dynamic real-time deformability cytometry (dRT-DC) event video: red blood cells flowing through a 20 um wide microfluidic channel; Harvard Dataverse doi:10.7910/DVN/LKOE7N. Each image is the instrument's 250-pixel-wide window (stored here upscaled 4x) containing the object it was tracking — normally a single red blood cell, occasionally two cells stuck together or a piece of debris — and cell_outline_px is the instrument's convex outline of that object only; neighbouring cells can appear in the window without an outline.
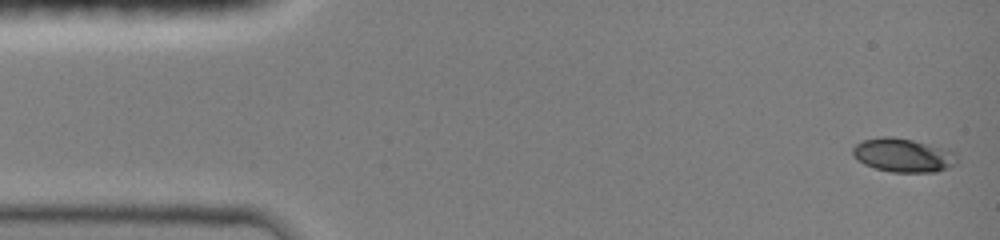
{"species": "common noctule bat (a hibernating species)", "species_latin": "Nyctalus noctula", "temperature_condition": "room temperature", "stored_images_in_passage": 43, "camera_frame_rate_fps": 3000, "um_per_image_px": 0.085, "animal": {"sex": "female", "body_mass_g": 19.0, "forearm_length_mm": 51.5}, "frame": {"image": 1, "passage_image": 1, "time_ms": 0.0, "image_size_px": [1000, 240], "cell_outline_px": [[956, 164], [948, 168], [936, 172], [892, 172], [876, 168], [864, 164], [856, 160], [852, 156], [852, 148], [856, 144], [864, 140], [880, 136], [892, 136], [912, 140], [948, 148], [956, 152]], "centroid_in_image_um": [76.77, 13.19], "position_along_channel_um": 8.2, "area_um2": 20.75}}
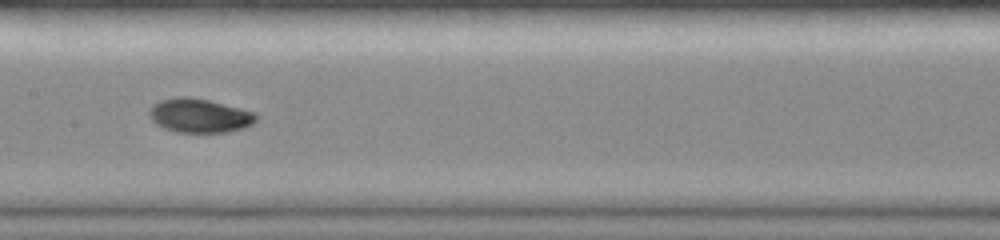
{"frame": {"image": 2, "passage_image": 22, "time_ms": 7.0, "image_size_px": [1000, 240], "cell_outline_px": [[260, 116], [252, 124], [244, 128], [228, 132], [180, 132], [164, 128], [156, 124], [148, 116], [148, 112], [152, 104], [160, 100], [176, 96], [188, 96], [208, 100], [256, 112]], "centroid_in_image_um": [16.96, 9.81], "position_along_channel_um": 190.4, "area_um2": 21.39}}
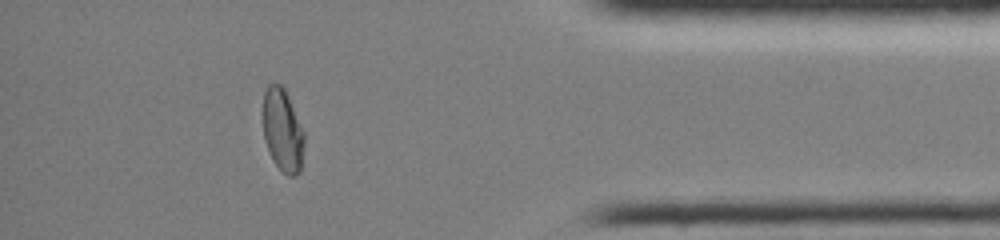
{"frame": {"image": 3, "passage_image": 38, "time_ms": 12.333, "image_size_px": [1000, 240], "cell_outline_px": [[304, 144], [300, 172], [296, 176], [288, 176], [280, 172], [272, 160], [264, 140], [260, 112], [264, 92], [268, 84], [280, 84], [284, 88], [288, 96], [304, 132]], "centroid_in_image_um": [23.97, 11.09], "position_along_channel_um": 411.2, "area_um2": 20.63}, "authors_computed_cell_mechanics": {"area_um2": 20.4034, "velocity_mm_per_s": 4.0835, "shape_relaxation_time_tau1_ms": null, "shape_relaxation_time_tau2_ms": 1.116, "deformation_change_tau1": null, "deformation_change_tau2": 0.0323}}